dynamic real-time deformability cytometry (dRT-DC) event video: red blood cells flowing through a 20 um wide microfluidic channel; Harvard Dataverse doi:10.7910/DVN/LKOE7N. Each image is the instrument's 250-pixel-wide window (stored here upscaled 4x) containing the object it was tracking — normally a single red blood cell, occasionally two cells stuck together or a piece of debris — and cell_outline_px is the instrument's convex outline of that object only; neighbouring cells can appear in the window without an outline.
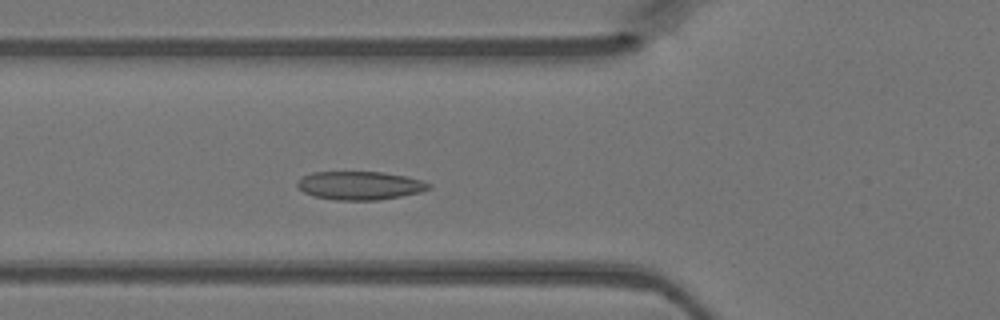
{"species": "Egyptian fruit bat (a non-hibernating species)", "species_latin": "Rousettus aegyptiacus", "temperature_condition": "warm", "stored_images_in_passage": 44, "camera_frame_rate_fps": 3000, "um_per_image_px": 0.085, "animal": {"sex": "female"}, "frame": {"image": 1, "passage_image": 14, "time_ms": 4.333, "image_size_px": [1000, 320], "cell_outline_px": [[432, 188], [420, 192], [380, 200], [336, 200], [316, 196], [304, 192], [296, 184], [296, 180], [312, 172], [380, 172], [408, 176], [424, 180], [432, 184]], "centroid_in_image_um": [30.64, 15.76], "position_along_channel_um": 95.2, "area_um2": 21.85}}
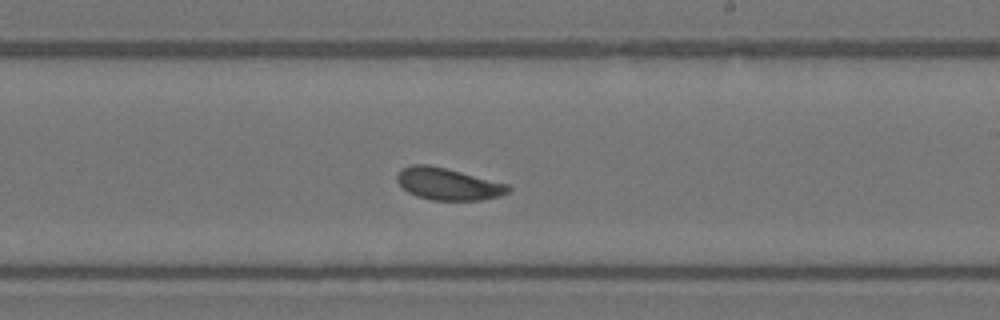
{"frame": {"image": 2, "passage_image": 25, "time_ms": 8.0, "image_size_px": [1000, 320], "cell_outline_px": [[512, 188], [508, 192], [500, 196], [480, 200], [432, 200], [416, 196], [408, 192], [396, 180], [396, 176], [400, 168], [412, 164], [428, 164], [508, 184]], "centroid_in_image_um": [38.05, 15.64], "position_along_channel_um": 250.9, "area_um2": 20.63}}
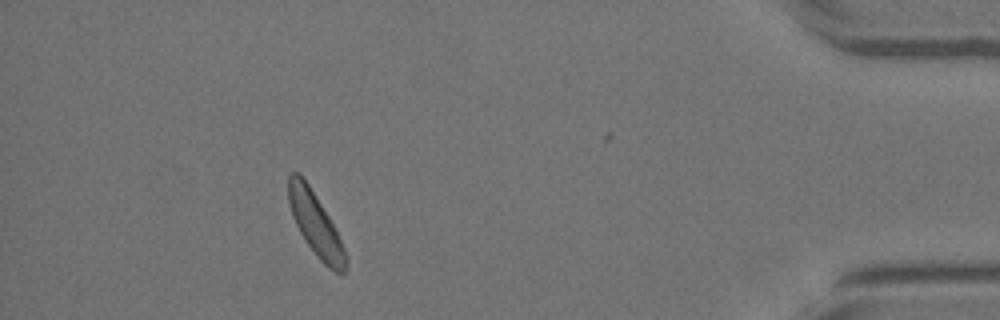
{"frame": {"image": 3, "passage_image": 40, "time_ms": 13.0, "image_size_px": [1000, 320], "cell_outline_px": [[348, 260], [344, 276], [340, 276], [328, 268], [320, 260], [304, 240], [292, 216], [288, 200], [288, 176], [292, 172], [300, 172], [308, 184], [328, 216], [348, 256]], "centroid_in_image_um": [26.83, 19.11], "position_along_channel_um": 408.4, "area_um2": 20.98}}